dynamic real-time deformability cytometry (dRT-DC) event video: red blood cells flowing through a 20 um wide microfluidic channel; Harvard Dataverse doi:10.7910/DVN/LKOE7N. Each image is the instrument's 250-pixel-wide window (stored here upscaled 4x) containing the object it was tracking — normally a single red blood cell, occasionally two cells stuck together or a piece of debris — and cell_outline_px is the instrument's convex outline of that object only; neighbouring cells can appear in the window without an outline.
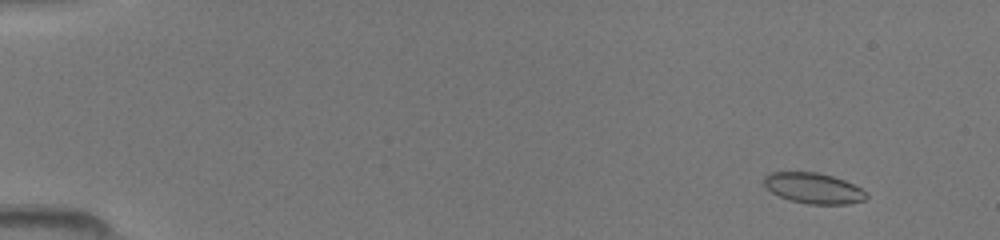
{"species": "common noctule bat (a hibernating species)", "species_latin": "Nyctalus noctula", "temperature_condition": "room temperature", "stored_images_in_passage": 49, "camera_frame_rate_fps": 3000, "um_per_image_px": 0.085, "animal": {"sex": "female", "body_mass_g": 19.5, "forearm_length_mm": 54.1}, "frame": {"image": 1, "passage_image": 5, "time_ms": 1.333, "image_size_px": [1000, 240], "cell_outline_px": [[868, 196], [864, 200], [848, 204], [808, 204], [788, 200], [772, 192], [764, 184], [764, 176], [768, 172], [816, 172], [832, 176], [844, 180], [860, 188]], "centroid_in_image_um": [69.12, 16.0], "position_along_channel_um": 15.9, "area_um2": 18.15}}
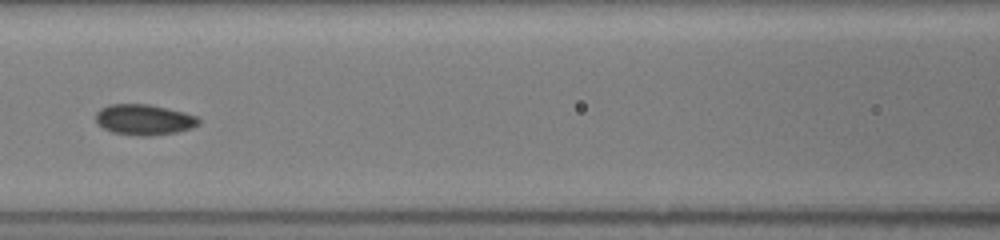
{"frame": {"image": 2, "passage_image": 24, "time_ms": 7.667, "image_size_px": [1000, 240], "cell_outline_px": [[200, 124], [192, 128], [176, 132], [152, 136], [140, 136], [112, 132], [96, 124], [96, 112], [100, 108], [108, 104], [148, 104], [184, 112], [196, 116], [200, 120]], "centroid_in_image_um": [12.23, 10.17], "position_along_channel_um": 154.4, "area_um2": 18.5}}
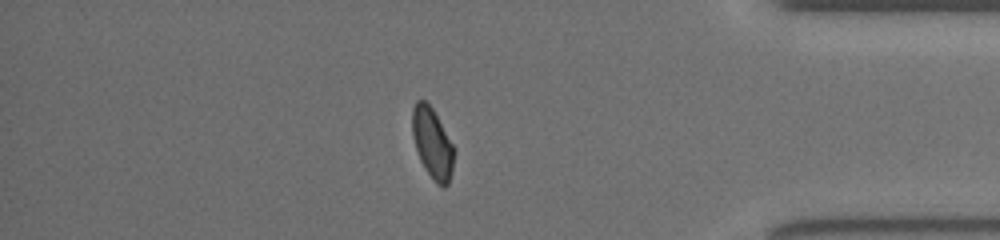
{"frame": {"image": 3, "passage_image": 43, "time_ms": 14.0, "image_size_px": [1000, 240], "cell_outline_px": [[456, 148], [452, 172], [448, 184], [444, 188], [436, 184], [424, 168], [420, 160], [412, 136], [412, 108], [416, 100], [424, 100], [432, 108]], "centroid_in_image_um": [36.77, 12.2], "position_along_channel_um": 398.4, "area_um2": 17.46}}